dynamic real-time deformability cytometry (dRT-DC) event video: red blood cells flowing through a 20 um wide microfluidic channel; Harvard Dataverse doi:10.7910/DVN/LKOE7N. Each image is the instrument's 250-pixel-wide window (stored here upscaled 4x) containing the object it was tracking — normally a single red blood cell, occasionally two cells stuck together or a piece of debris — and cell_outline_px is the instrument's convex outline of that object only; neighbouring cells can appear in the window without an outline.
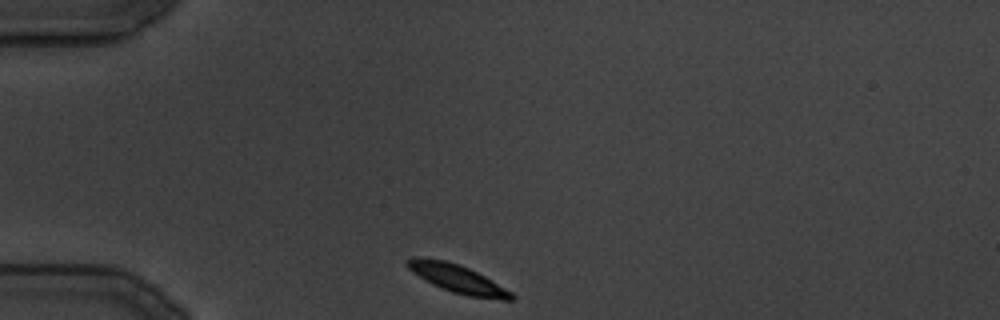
{"species": "common noctule bat (a hibernating species)", "species_latin": "Nyctalus noctula", "temperature_condition": "cold", "stored_images_in_passage": 99, "camera_frame_rate_fps": 3000, "um_per_image_px": 0.085, "animal": {"sex": "male", "body_mass_g": 19.5, "forearm_length_mm": 54.6}, "frame": {"image": 1, "passage_image": 1, "time_ms": 0.0, "image_size_px": [1000, 320], "cell_outline_px": [[516, 296], [512, 300], [504, 300], [468, 296], [452, 292], [432, 284], [412, 272], [404, 264], [412, 256], [420, 256], [444, 260], [460, 264], [484, 276], [512, 292]], "centroid_in_image_um": [38.85, 23.68], "position_along_channel_um": 46.1, "area_um2": 17.11}}
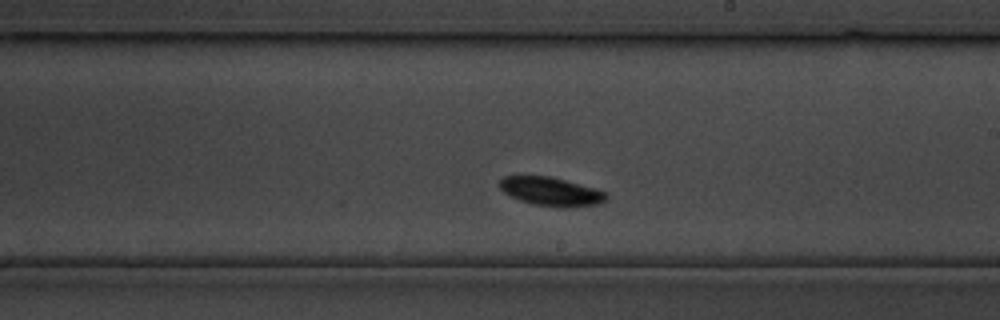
{"frame": {"image": 2, "passage_image": 45, "time_ms": 14.667, "image_size_px": [1000, 320], "cell_outline_px": [[608, 196], [600, 204], [564, 208], [532, 204], [520, 200], [504, 192], [500, 188], [500, 180], [504, 176], [552, 176], [596, 188], [608, 192]], "centroid_in_image_um": [46.89, 16.28], "position_along_channel_um": 242.1, "area_um2": 17.92}}
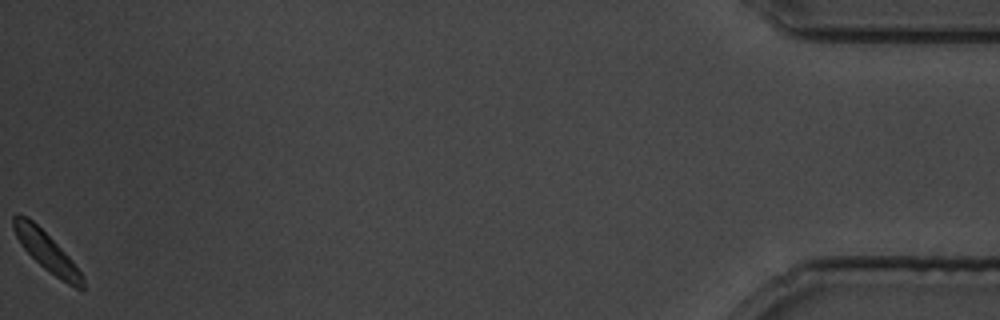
{"frame": {"image": 3, "passage_image": 99, "time_ms": 32.667, "image_size_px": [1000, 320], "cell_outline_px": [[84, 288], [76, 288], [68, 284], [44, 268], [20, 244], [12, 228], [12, 216], [16, 212], [20, 212], [28, 216], [72, 260], [84, 276]], "centroid_in_image_um": [3.92, 21.32], "position_along_channel_um": 431.3, "area_um2": 15.49}}